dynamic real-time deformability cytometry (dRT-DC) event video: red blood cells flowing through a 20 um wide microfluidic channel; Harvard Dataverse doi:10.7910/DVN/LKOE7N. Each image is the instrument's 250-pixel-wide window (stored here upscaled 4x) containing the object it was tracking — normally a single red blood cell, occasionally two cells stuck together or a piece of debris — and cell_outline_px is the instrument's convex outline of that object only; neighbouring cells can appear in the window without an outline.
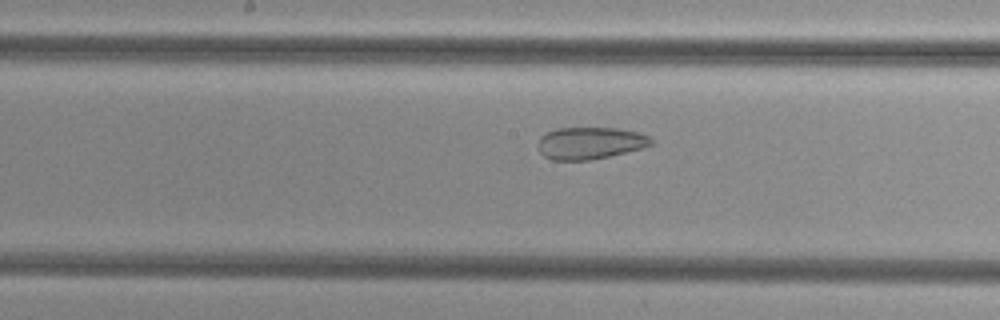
{"species": "common noctule bat (a hibernating species)", "species_latin": "Nyctalus noctula", "temperature_condition": "cold", "stored_images_in_passage": 8, "camera_frame_rate_fps": 3000, "um_per_image_px": 0.085, "animal": {"sex": "female", "body_mass_g": 29.2, "forearm_length_mm": 56.3}, "frame": {"image": 1, "passage_image": 8, "time_ms": 9.333, "image_size_px": [1000, 320], "cell_outline_px": [[652, 144], [640, 148], [608, 156], [588, 160], [552, 160], [544, 156], [540, 152], [536, 144], [540, 136], [544, 132], [556, 128], [616, 128], [636, 132], [648, 136], [652, 140]], "centroid_in_image_um": [50.06, 12.15], "position_along_channel_um": 198.1, "area_um2": 21.04}}